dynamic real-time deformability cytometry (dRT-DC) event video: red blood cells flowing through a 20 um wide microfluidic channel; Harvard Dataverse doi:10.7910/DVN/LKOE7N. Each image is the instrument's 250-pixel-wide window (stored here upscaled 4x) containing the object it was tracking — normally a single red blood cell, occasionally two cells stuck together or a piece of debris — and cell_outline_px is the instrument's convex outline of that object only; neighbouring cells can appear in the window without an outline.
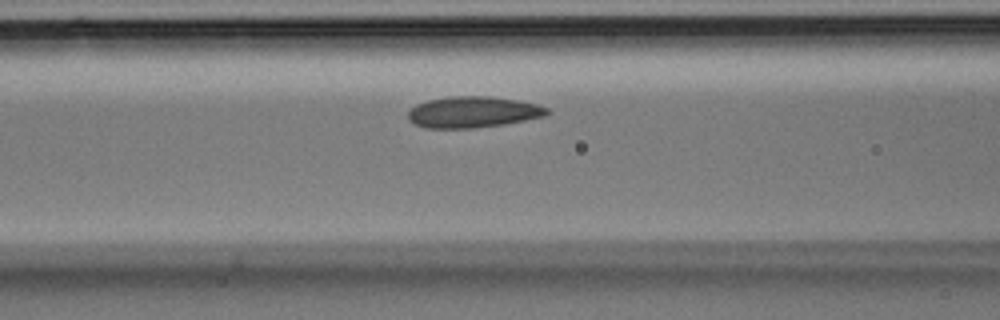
{"species": "Egyptian fruit bat (a non-hibernating species)", "species_latin": "Rousettus aegyptiacus", "temperature_condition": "room temperature", "stored_images_in_passage": 28, "camera_frame_rate_fps": 3000, "um_per_image_px": 0.085, "animal": {"sex": "male"}, "frame": {"image": 1, "passage_image": 6, "time_ms": 1.667, "image_size_px": [1000, 320], "cell_outline_px": [[552, 112], [544, 116], [504, 124], [476, 128], [424, 128], [408, 120], [408, 112], [416, 104], [428, 100], [448, 96], [492, 96], [516, 100], [536, 104], [548, 108]], "centroid_in_image_um": [40.19, 9.52], "position_along_channel_um": 126.4, "area_um2": 25.32}}
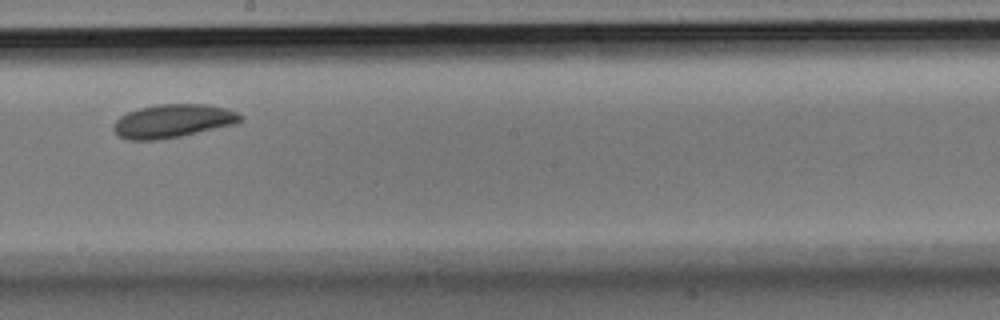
{"frame": {"image": 2, "passage_image": 12, "time_ms": 3.667, "image_size_px": [1000, 320], "cell_outline_px": [[244, 120], [236, 124], [180, 136], [160, 140], [128, 140], [120, 136], [112, 128], [116, 120], [120, 116], [128, 112], [140, 108], [160, 104], [208, 104], [228, 108], [244, 116]], "centroid_in_image_um": [14.74, 10.28], "position_along_channel_um": 233.5, "area_um2": 24.8}}
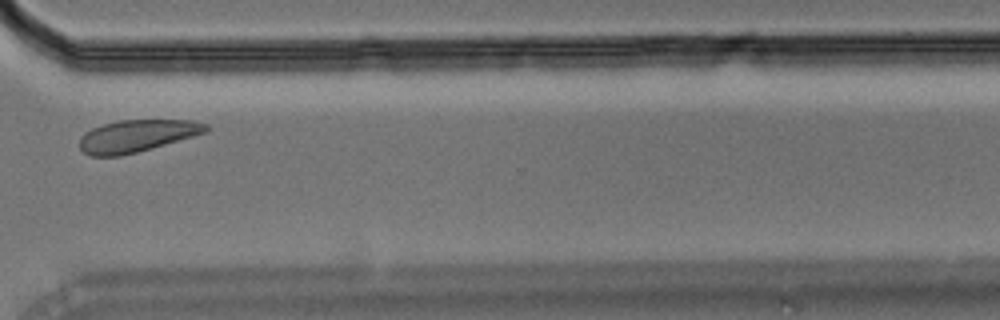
{"frame": {"image": 3, "passage_image": 19, "time_ms": 6.0, "image_size_px": [1000, 320], "cell_outline_px": [[208, 128], [204, 132], [192, 136], [136, 152], [120, 156], [92, 156], [84, 152], [80, 148], [80, 136], [84, 132], [92, 128], [104, 124], [120, 120], [192, 120], [208, 124]], "centroid_in_image_um": [11.58, 11.54], "position_along_channel_um": 359.0, "area_um2": 23.29}}